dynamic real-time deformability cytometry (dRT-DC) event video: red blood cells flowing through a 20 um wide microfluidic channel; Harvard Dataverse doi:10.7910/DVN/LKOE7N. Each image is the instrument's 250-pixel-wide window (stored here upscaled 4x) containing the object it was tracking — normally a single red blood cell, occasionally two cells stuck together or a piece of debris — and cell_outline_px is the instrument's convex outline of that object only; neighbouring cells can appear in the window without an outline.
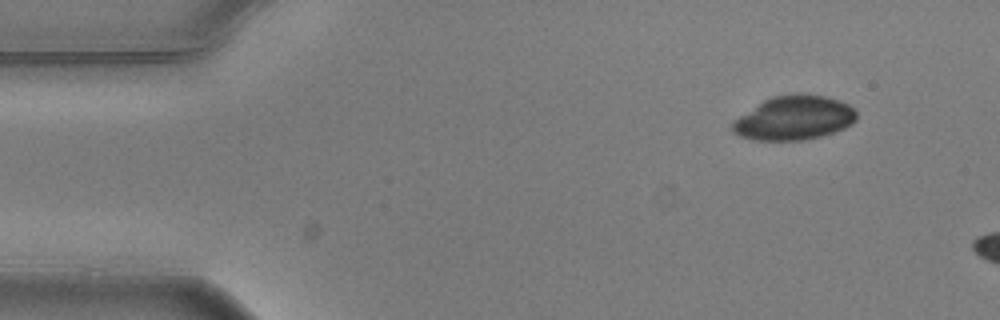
{"species": "common noctule bat (a hibernating species)", "species_latin": "Nyctalus noctula", "temperature_condition": "warm", "stored_images_in_passage": 2, "camera_frame_rate_fps": 3000, "um_per_image_px": 0.085, "animal": {"sex": "male", "body_mass_g": 20.5, "forearm_length_mm": 52.5}, "frame": {"image": 1, "passage_image": 1, "time_ms": 0.0, "image_size_px": [1000, 320], "cell_outline_px": [[856, 120], [852, 124], [844, 128], [820, 136], [804, 140], [752, 140], [740, 136], [732, 132], [732, 120], [764, 100], [772, 96], [792, 92], [804, 92], [824, 96], [840, 100], [856, 108]], "centroid_in_image_um": [67.49, 10.0], "position_along_channel_um": 17.5, "area_um2": 32.37}}